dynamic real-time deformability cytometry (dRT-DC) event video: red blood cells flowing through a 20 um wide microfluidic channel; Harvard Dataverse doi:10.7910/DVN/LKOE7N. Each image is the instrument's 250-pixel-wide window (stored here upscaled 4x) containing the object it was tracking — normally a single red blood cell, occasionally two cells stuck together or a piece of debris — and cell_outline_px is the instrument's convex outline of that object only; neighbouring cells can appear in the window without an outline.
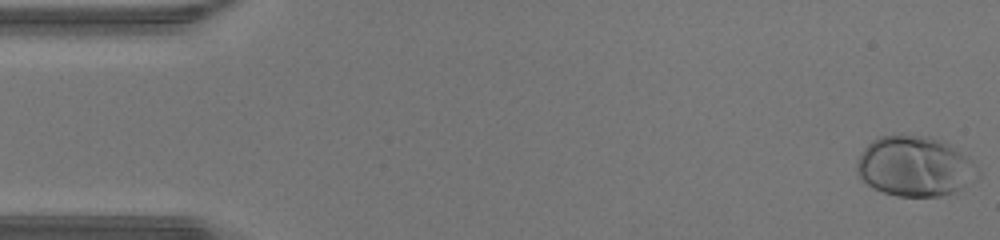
{"species": "human", "species_latin": "Homo sapiens", "temperature_condition": "warm", "stored_images_in_passage": 47, "camera_frame_rate_fps": 3000, "um_per_image_px": 0.085, "donor": {"sex": "male"}, "frame": {"image": 1, "passage_image": 1, "time_ms": 0.0, "image_size_px": [1000, 240], "cell_outline_px": [[980, 176], [956, 192], [940, 196], [896, 196], [872, 188], [856, 172], [856, 160], [864, 148], [872, 140], [880, 136], [928, 136], [944, 140], [968, 156], [972, 160], [980, 172]], "centroid_in_image_um": [77.79, 14.14], "position_along_channel_um": 7.2, "area_um2": 42.6}}
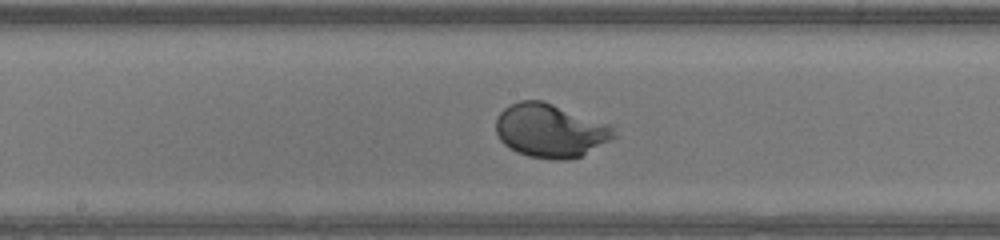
{"frame": {"image": 2, "passage_image": 24, "time_ms": 7.667, "image_size_px": [1000, 240], "cell_outline_px": [[616, 136], [580, 156], [568, 160], [552, 160], [528, 156], [516, 152], [508, 148], [500, 140], [496, 132], [496, 116], [504, 108], [520, 100], [540, 100], [612, 124]], "centroid_in_image_um": [46.75, 11.11], "position_along_channel_um": 201.5, "area_um2": 36.88}}
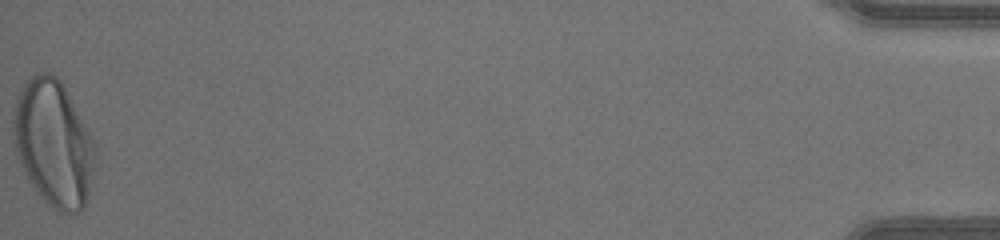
{"frame": {"image": 3, "passage_image": 47, "time_ms": 15.333, "image_size_px": [1000, 240], "cell_outline_px": [[96, 156], [88, 192], [84, 208], [80, 212], [60, 212], [52, 208], [48, 204], [32, 184], [24, 172], [20, 164], [16, 152], [12, 120], [12, 116], [16, 100], [20, 88], [36, 72], [52, 72], [60, 80], [92, 136], [96, 148]], "centroid_in_image_um": [4.54, 12.15], "position_along_channel_um": 430.7, "area_um2": 59.82}, "authors_computed_cell_mechanics": {"area_um2": 36.414, "velocity_mm_per_s": 4.4284, "shape_relaxation_time_tau1_ms": 1.6451, "shape_relaxation_time_tau2_ms": null, "deformation_change_tau1": 0.1645, "deformation_change_tau2": null}}